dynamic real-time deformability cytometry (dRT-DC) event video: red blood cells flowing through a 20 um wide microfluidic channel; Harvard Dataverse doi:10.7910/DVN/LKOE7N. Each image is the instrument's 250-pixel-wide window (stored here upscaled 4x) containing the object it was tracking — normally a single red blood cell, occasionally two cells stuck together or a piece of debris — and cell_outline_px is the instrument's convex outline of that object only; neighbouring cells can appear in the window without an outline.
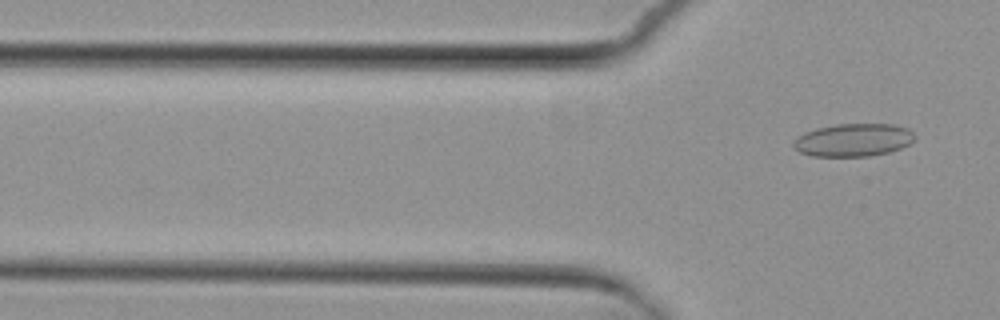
{"species": "common noctule bat (a hibernating species)", "species_latin": "Nyctalus noctula", "temperature_condition": "cold", "stored_images_in_passage": 2, "camera_frame_rate_fps": 3000, "um_per_image_px": 0.085, "animal": {"sex": "female", "body_mass_g": 29.2, "forearm_length_mm": 56.3}, "frame": {"image": 1, "passage_image": 2, "time_ms": 1.0, "image_size_px": [1000, 320], "cell_outline_px": [[916, 136], [908, 144], [900, 148], [888, 152], [868, 156], [812, 156], [800, 152], [792, 148], [792, 144], [796, 136], [804, 132], [816, 128], [836, 124], [892, 124], [908, 128]], "centroid_in_image_um": [72.48, 11.89], "position_along_channel_um": 53.3, "area_um2": 23.29}}